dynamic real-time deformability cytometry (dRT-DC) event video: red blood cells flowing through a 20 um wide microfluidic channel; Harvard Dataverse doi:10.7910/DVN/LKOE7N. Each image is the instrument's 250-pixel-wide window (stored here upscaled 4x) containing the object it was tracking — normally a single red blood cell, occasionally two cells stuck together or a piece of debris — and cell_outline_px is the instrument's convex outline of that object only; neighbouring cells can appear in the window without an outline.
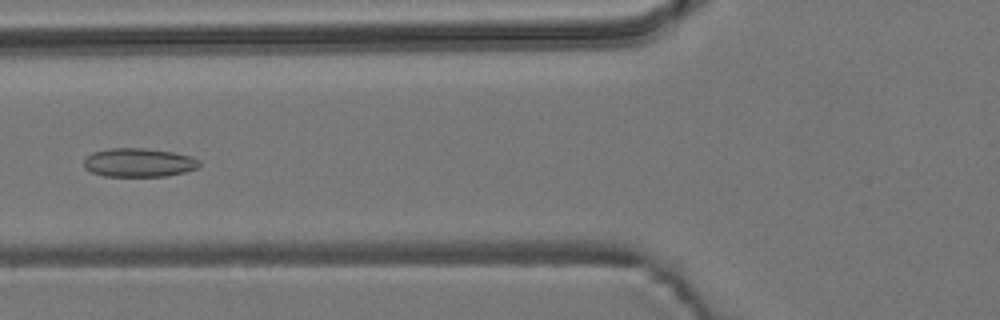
{"species": "common noctule bat (a hibernating species)", "species_latin": "Nyctalus noctula", "temperature_condition": "room temperature", "stored_images_in_passage": 5, "camera_frame_rate_fps": 3000, "um_per_image_px": 0.085, "animal": {"sex": "male", "body_mass_g": 19.2, "forearm_length_mm": 51.8}, "frame": {"image": 1, "passage_image": 5, "time_ms": 1.333, "image_size_px": [1000, 320], "cell_outline_px": [[200, 168], [168, 176], [104, 176], [92, 172], [84, 168], [84, 156], [92, 152], [108, 148], [148, 148], [172, 152], [192, 156], [200, 160]], "centroid_in_image_um": [11.8, 13.81], "position_along_channel_um": 114.0, "area_um2": 19.65}}